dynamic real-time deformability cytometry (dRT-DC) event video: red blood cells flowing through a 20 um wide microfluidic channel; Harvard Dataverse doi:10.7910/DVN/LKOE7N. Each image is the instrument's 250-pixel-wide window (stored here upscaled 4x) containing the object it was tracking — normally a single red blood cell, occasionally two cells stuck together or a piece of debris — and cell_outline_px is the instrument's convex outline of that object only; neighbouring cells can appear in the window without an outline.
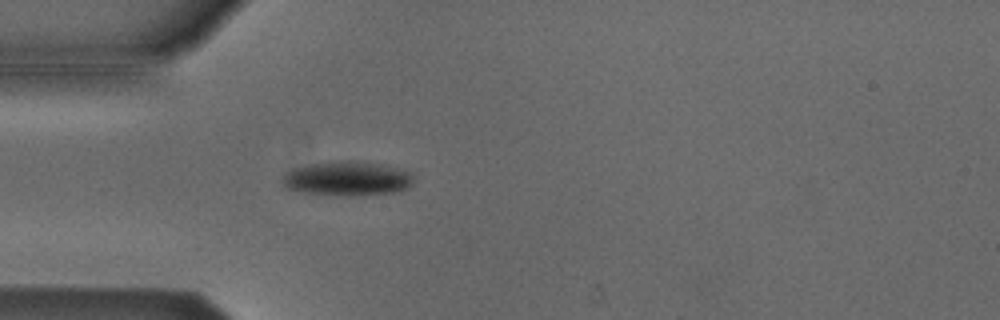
{"species": "Egyptian fruit bat (a non-hibernating species)", "species_latin": "Rousettus aegyptiacus", "temperature_condition": "cold", "stored_images_in_passage": 40, "camera_frame_rate_fps": 3000, "um_per_image_px": 0.085, "animal": {"sex": "male"}, "frame": {"image": 1, "passage_image": 6, "time_ms": 1.667, "image_size_px": [1000, 320], "cell_outline_px": [[412, 184], [408, 188], [396, 192], [356, 196], [348, 196], [304, 192], [288, 188], [280, 180], [284, 172], [292, 168], [312, 164], [348, 160], [376, 164], [396, 168], [412, 172]], "centroid_in_image_um": [29.5, 15.19], "position_along_channel_um": 55.5, "area_um2": 26.07}}
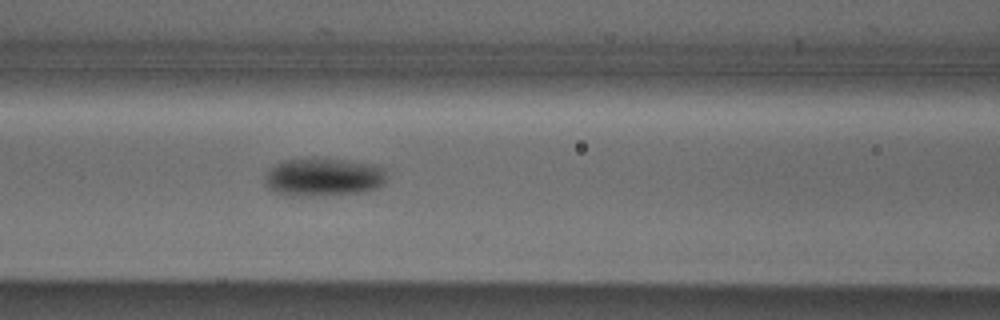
{"frame": {"image": 2, "passage_image": 13, "time_ms": 4.0, "image_size_px": [1000, 320], "cell_outline_px": [[384, 180], [380, 188], [364, 192], [312, 196], [308, 196], [276, 192], [268, 188], [268, 172], [276, 164], [284, 160], [308, 156], [324, 156], [372, 164], [384, 168]], "centroid_in_image_um": [27.55, 15.0], "position_along_channel_um": 139.1, "area_um2": 27.28}}
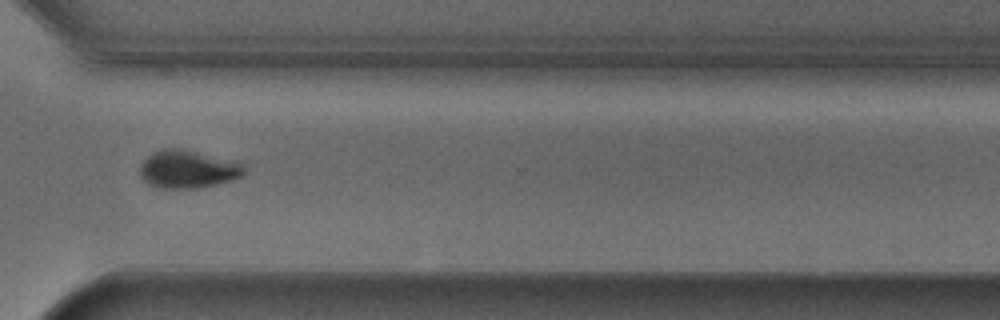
{"frame": {"image": 3, "passage_image": 30, "time_ms": 9.667, "image_size_px": [1000, 320], "cell_outline_px": [[248, 172], [244, 176], [232, 180], [200, 188], [156, 188], [148, 184], [140, 176], [140, 164], [152, 152], [164, 148], [176, 148], [236, 160], [244, 164]], "centroid_in_image_um": [16.01, 14.39], "position_along_channel_um": 354.6, "area_um2": 23.41}, "authors_computed_cell_mechanics": {"area_um2": 24.854, "velocity_mm_per_s": 3.812, "shape_relaxation_time_tau1_ms": 2.1789, "shape_relaxation_time_tau2_ms": null, "deformation_change_tau1": 0.1047, "deformation_change_tau2": null}}